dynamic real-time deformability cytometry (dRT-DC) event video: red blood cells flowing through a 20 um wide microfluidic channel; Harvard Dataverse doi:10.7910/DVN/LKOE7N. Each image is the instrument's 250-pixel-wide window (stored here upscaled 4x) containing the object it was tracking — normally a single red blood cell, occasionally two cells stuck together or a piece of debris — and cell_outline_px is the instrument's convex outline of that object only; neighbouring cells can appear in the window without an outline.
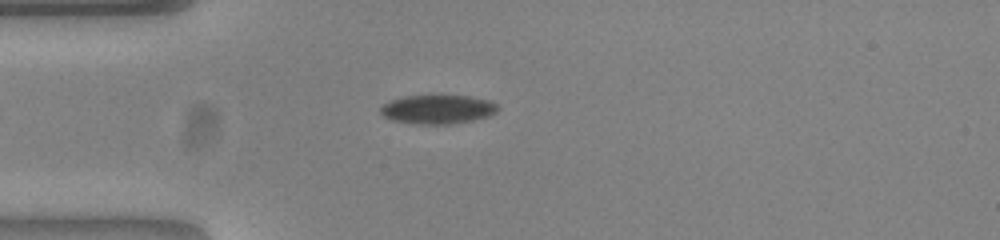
{"species": "common noctule bat (a hibernating species)", "species_latin": "Nyctalus noctula", "temperature_condition": "warm", "stored_images_in_passage": 36, "camera_frame_rate_fps": 3000, "um_per_image_px": 0.085, "animal": {"sex": "female", "body_mass_g": 23.0, "forearm_length_mm": 53.4}, "frame": {"image": 1, "passage_image": 1, "time_ms": 0.0, "image_size_px": [1000, 240], "cell_outline_px": [[500, 108], [496, 112], [488, 116], [472, 120], [448, 124], [416, 124], [392, 120], [384, 116], [380, 112], [380, 108], [384, 104], [392, 100], [404, 96], [468, 96], [488, 100], [496, 104]], "centroid_in_image_um": [37.2, 9.3], "position_along_channel_um": 47.8, "area_um2": 19.54}}
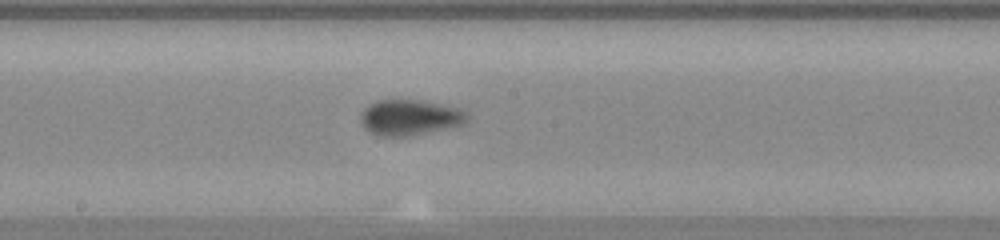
{"frame": {"image": 2, "passage_image": 15, "time_ms": 4.667, "image_size_px": [1000, 240], "cell_outline_px": [[468, 120], [464, 124], [448, 128], [412, 136], [380, 136], [368, 132], [364, 128], [360, 120], [360, 116], [364, 108], [368, 104], [376, 100], [420, 100], [460, 108], [468, 116]], "centroid_in_image_um": [34.81, 9.99], "position_along_channel_um": 213.4, "area_um2": 22.31}}
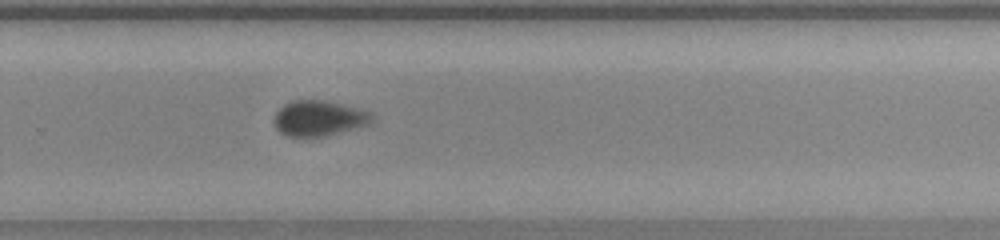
{"frame": {"image": 3, "passage_image": 22, "time_ms": 7.0, "image_size_px": [1000, 240], "cell_outline_px": [[372, 120], [368, 124], [320, 136], [288, 136], [280, 132], [276, 128], [276, 112], [284, 104], [292, 100], [324, 100], [344, 104], [372, 112]], "centroid_in_image_um": [27.1, 10.02], "position_along_channel_um": 302.7, "area_um2": 19.71}, "authors_computed_cell_mechanics": {"area_um2": 20.6924, "velocity_mm_per_s": 3.8405, "shape_relaxation_time_tau1_ms": 5.2021, "shape_relaxation_time_tau2_ms": 1.2997, "deformation_change_tau1": 0.1549, "deformation_change_tau2": 0.0528}}